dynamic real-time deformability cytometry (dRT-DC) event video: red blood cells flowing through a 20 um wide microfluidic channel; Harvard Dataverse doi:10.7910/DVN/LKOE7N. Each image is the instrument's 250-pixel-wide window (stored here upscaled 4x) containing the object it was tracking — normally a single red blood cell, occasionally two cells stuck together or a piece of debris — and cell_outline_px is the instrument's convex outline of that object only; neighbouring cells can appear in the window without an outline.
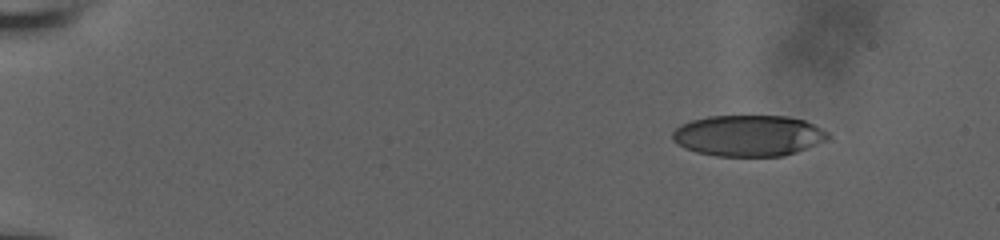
{"species": "human", "species_latin": "Homo sapiens", "temperature_condition": "room temperature", "stored_images_in_passage": 35, "camera_frame_rate_fps": 3000, "um_per_image_px": 0.085, "donor": {"sex": "male"}, "frame": {"image": 1, "passage_image": 1, "time_ms": 0.0, "image_size_px": [1000, 240], "cell_outline_px": [[828, 136], [824, 140], [816, 144], [796, 152], [784, 156], [716, 156], [696, 152], [684, 148], [672, 140], [672, 132], [680, 124], [692, 120], [708, 116], [788, 116], [804, 120], [828, 132]], "centroid_in_image_um": [63.56, 11.53], "position_along_channel_um": 21.4, "area_um2": 37.17}}
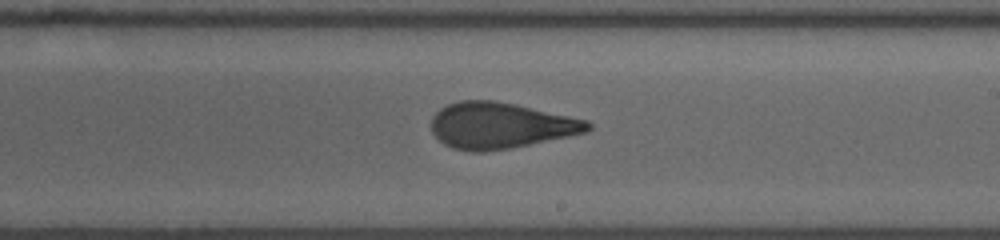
{"frame": {"image": 2, "passage_image": 15, "time_ms": 4.667, "image_size_px": [1000, 240], "cell_outline_px": [[592, 128], [588, 132], [508, 148], [484, 152], [472, 152], [452, 148], [444, 144], [432, 132], [432, 116], [440, 108], [448, 104], [460, 100], [492, 100], [516, 104], [588, 120], [592, 124]], "centroid_in_image_um": [42.53, 10.66], "position_along_channel_um": 246.5, "area_um2": 41.91}}
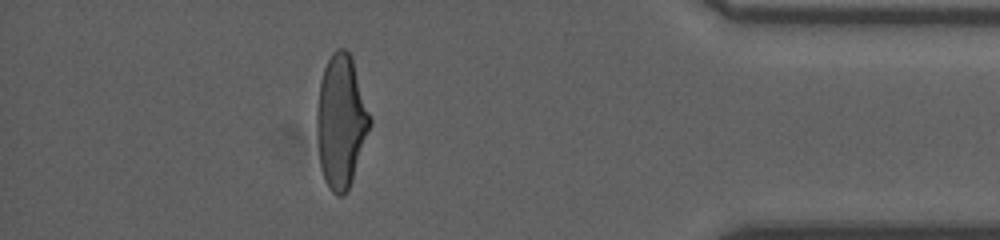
{"frame": {"image": 3, "passage_image": 29, "time_ms": 9.333, "image_size_px": [1000, 240], "cell_outline_px": [[372, 124], [352, 180], [344, 196], [336, 196], [332, 192], [324, 180], [320, 168], [316, 132], [316, 112], [320, 80], [324, 68], [332, 52], [336, 48], [344, 48], [352, 56], [372, 116]], "centroid_in_image_um": [29.0, 10.31], "position_along_channel_um": 406.2, "area_um2": 41.85}, "authors_computed_cell_mechanics": {"area_um2": 41.2114, "velocity_mm_per_s": 3.9047, "shape_relaxation_time_tau1_ms": 1.6167, "shape_relaxation_time_tau2_ms": 0.362, "deformation_change_tau1": 0.1472, "deformation_change_tau2": 0.0939}}